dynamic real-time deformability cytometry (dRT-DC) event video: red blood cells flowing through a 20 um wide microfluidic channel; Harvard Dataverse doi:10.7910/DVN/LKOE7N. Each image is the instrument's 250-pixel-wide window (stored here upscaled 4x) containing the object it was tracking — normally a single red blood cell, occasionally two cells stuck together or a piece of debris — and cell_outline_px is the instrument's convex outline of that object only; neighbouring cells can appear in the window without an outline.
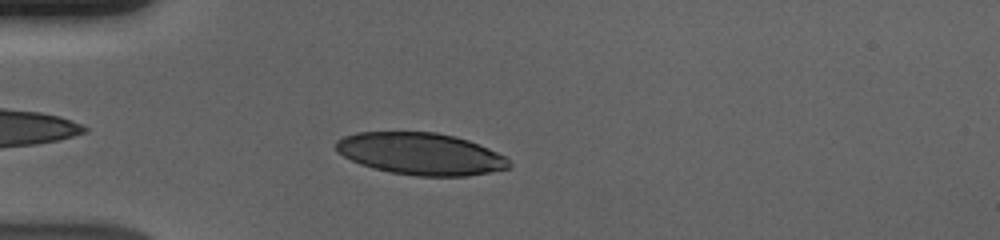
{"species": "human", "species_latin": "Homo sapiens", "temperature_condition": "cold", "stored_images_in_passage": 40, "camera_frame_rate_fps": 3000, "um_per_image_px": 0.085, "donor": {"sex": "male"}, "frame": {"image": 1, "passage_image": 5, "time_ms": 1.333, "image_size_px": [1000, 240], "cell_outline_px": [[512, 164], [508, 168], [468, 176], [416, 176], [392, 172], [372, 168], [360, 164], [336, 152], [336, 140], [344, 136], [356, 132], [436, 132], [456, 136], [468, 140], [488, 148], [504, 156]], "centroid_in_image_um": [35.73, 13.07], "position_along_channel_um": 49.3, "area_um2": 42.31}}
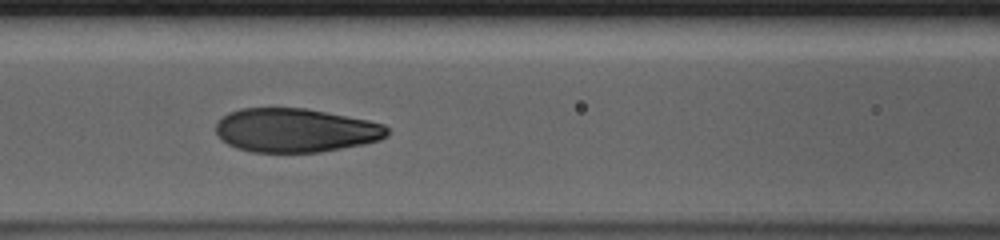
{"frame": {"image": 2, "passage_image": 14, "time_ms": 4.333, "image_size_px": [1000, 240], "cell_outline_px": [[388, 136], [380, 140], [364, 144], [320, 152], [252, 152], [236, 148], [228, 144], [216, 132], [216, 120], [228, 112], [240, 108], [304, 108], [368, 120], [384, 124], [388, 128]], "centroid_in_image_um": [25.11, 11.07], "position_along_channel_um": 141.5, "area_um2": 43.87}}
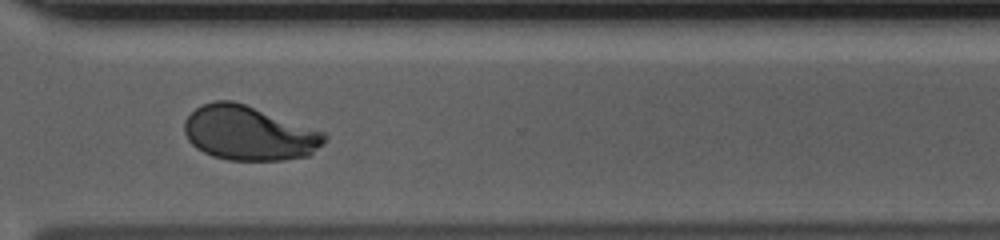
{"frame": {"image": 3, "passage_image": 31, "time_ms": 10.0, "image_size_px": [1000, 240], "cell_outline_px": [[328, 136], [308, 156], [284, 160], [228, 160], [212, 156], [196, 148], [188, 140], [184, 132], [184, 120], [196, 108], [212, 100], [232, 100], [244, 104], [324, 132]], "centroid_in_image_um": [21.11, 11.32], "position_along_channel_um": 349.5, "area_um2": 44.04}, "authors_computed_cell_mechanics": {"area_um2": 44.5638, "velocity_mm_per_s": 3.6789, "shape_relaxation_time_tau1_ms": 4.6216, "shape_relaxation_time_tau2_ms": null, "deformation_change_tau1": 0.1999, "deformation_change_tau2": null}}